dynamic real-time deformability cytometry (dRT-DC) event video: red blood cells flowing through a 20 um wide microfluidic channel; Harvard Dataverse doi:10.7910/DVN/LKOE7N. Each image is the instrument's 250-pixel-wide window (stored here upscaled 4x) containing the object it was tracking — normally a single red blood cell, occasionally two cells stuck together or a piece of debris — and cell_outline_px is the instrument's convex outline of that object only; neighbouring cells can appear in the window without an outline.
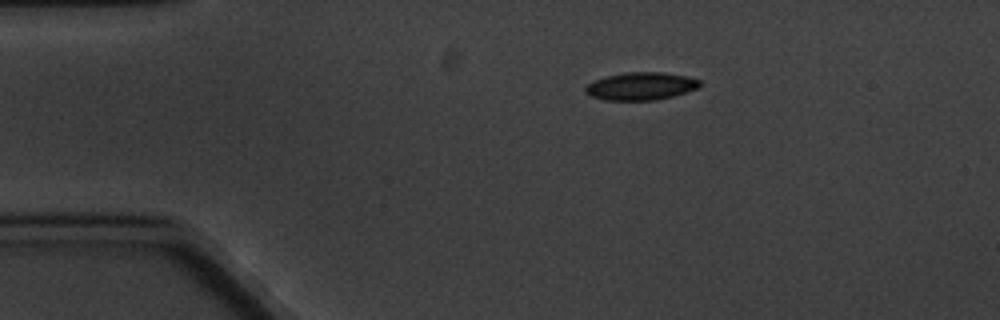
{"species": "common noctule bat (a hibernating species)", "species_latin": "Nyctalus noctula", "temperature_condition": "cold", "stored_images_in_passage": 4, "camera_frame_rate_fps": 3000, "um_per_image_px": 0.085, "animal": {"sex": "male", "body_mass_g": 20.1, "forearm_length_mm": 53.5}, "frame": {"image": 1, "passage_image": 1, "time_ms": 0.0, "image_size_px": [1000, 320], "cell_outline_px": [[700, 84], [696, 88], [672, 96], [656, 100], [604, 100], [592, 96], [584, 88], [588, 84], [596, 80], [608, 76], [628, 72], [664, 72], [688, 76], [700, 80]], "centroid_in_image_um": [54.5, 7.32], "position_along_channel_um": 30.5, "area_um2": 18.15}}
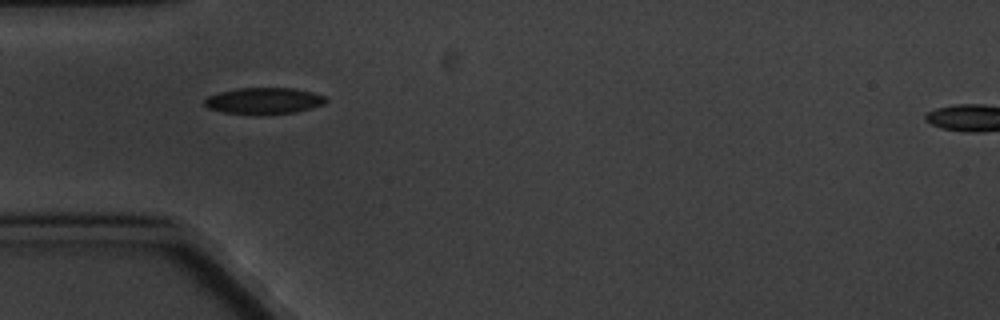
{"frame": {"image": 2, "passage_image": 3, "time_ms": 2.333, "image_size_px": [1000, 320], "cell_outline_px": [[328, 100], [324, 104], [312, 108], [296, 112], [224, 112], [208, 108], [204, 104], [204, 100], [208, 96], [220, 92], [236, 88], [296, 88], [312, 92], [324, 96]], "centroid_in_image_um": [22.46, 8.52], "position_along_channel_um": 62.5, "area_um2": 17.98}}